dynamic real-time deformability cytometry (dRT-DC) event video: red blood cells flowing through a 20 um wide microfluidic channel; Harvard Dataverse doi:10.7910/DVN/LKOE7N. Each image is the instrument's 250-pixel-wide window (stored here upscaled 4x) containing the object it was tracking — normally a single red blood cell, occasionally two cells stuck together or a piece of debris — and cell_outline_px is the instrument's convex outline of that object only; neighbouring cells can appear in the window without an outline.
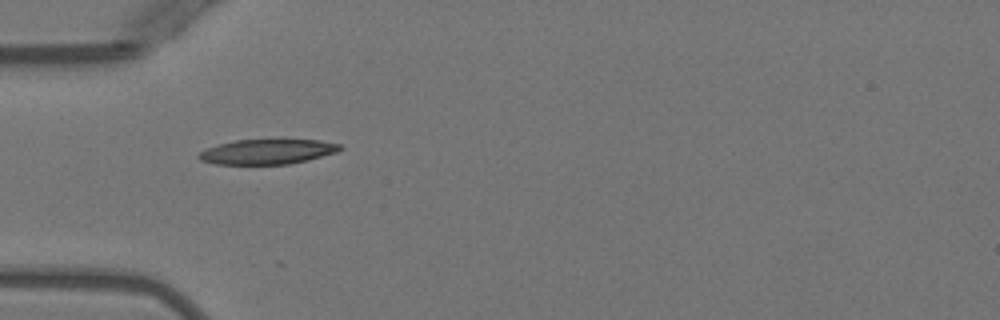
{"species": "Egyptian fruit bat (a non-hibernating species)", "species_latin": "Rousettus aegyptiacus", "temperature_condition": "warm", "stored_images_in_passage": 3, "camera_frame_rate_fps": 3000, "um_per_image_px": 0.085, "animal": {"sex": "female"}, "frame": {"image": 1, "passage_image": 2, "time_ms": 1.333, "image_size_px": [1000, 320], "cell_outline_px": [[344, 148], [336, 152], [308, 160], [288, 164], [216, 164], [200, 160], [196, 156], [200, 152], [208, 148], [220, 144], [236, 140], [276, 136], [320, 140], [340, 144]], "centroid_in_image_um": [22.79, 12.83], "position_along_channel_um": 62.2, "area_um2": 21.56}}
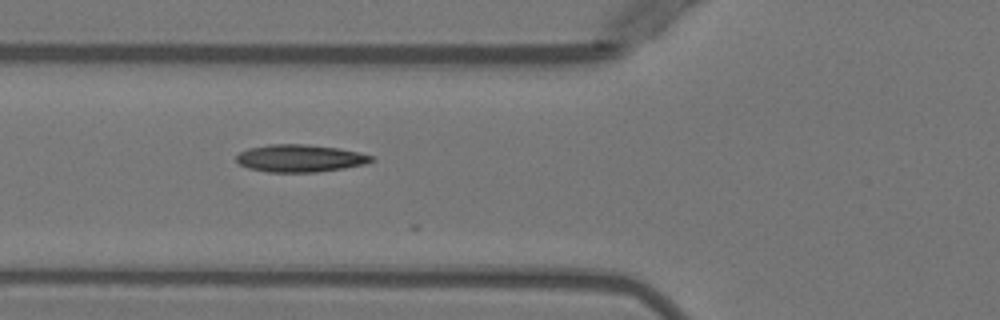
{"frame": {"image": 2, "passage_image": 3, "time_ms": 2.333, "image_size_px": [1000, 320], "cell_outline_px": [[372, 160], [364, 164], [344, 168], [316, 172], [268, 172], [248, 168], [240, 164], [236, 160], [236, 156], [240, 152], [248, 148], [268, 144], [304, 144], [336, 148], [360, 152], [372, 156]], "centroid_in_image_um": [25.46, 13.45], "position_along_channel_um": 100.3, "area_um2": 21.44}}